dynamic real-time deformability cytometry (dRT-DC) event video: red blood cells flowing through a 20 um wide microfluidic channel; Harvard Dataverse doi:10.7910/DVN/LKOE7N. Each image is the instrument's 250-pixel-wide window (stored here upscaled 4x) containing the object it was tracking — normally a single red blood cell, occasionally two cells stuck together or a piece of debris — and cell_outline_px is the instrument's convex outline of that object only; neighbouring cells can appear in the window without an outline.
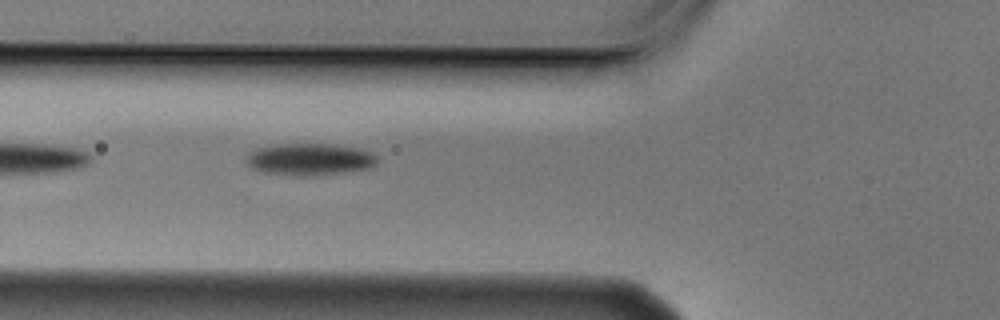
{"species": "Egyptian fruit bat (a non-hibernating species)", "species_latin": "Rousettus aegyptiacus", "temperature_condition": "cold", "stored_images_in_passage": 5, "camera_frame_rate_fps": 3000, "um_per_image_px": 0.085, "animal": {"sex": "male"}, "frame": {"image": 1, "passage_image": 5, "time_ms": 1.333, "image_size_px": [1000, 320], "cell_outline_px": [[380, 160], [376, 164], [368, 168], [344, 172], [308, 176], [296, 176], [264, 172], [252, 168], [244, 164], [244, 160], [256, 148], [280, 144], [336, 144], [360, 148], [372, 152], [380, 156]], "centroid_in_image_um": [26.37, 13.54], "position_along_channel_um": 99.4, "area_um2": 24.68}}